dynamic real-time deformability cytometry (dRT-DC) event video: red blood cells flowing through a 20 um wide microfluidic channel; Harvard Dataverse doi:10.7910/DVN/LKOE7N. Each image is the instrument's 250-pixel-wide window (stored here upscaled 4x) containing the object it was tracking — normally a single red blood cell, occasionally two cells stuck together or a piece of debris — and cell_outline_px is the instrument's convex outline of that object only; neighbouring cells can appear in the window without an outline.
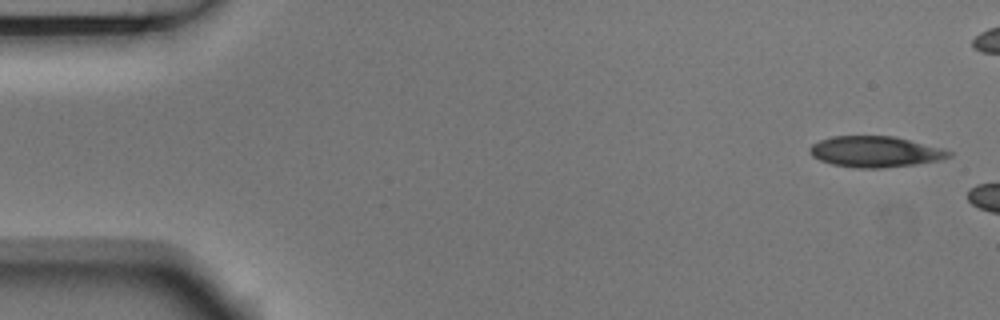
{"species": "Egyptian fruit bat (a non-hibernating species)", "species_latin": "Rousettus aegyptiacus", "temperature_condition": "room temperature", "stored_images_in_passage": 3, "camera_frame_rate_fps": 3000, "um_per_image_px": 0.085, "animal": {"sex": "male"}, "frame": {"image": 1, "passage_image": 1, "time_ms": 0.0, "image_size_px": [1000, 320], "cell_outline_px": [[952, 156], [940, 160], [916, 164], [880, 168], [856, 168], [832, 164], [820, 160], [812, 156], [808, 152], [808, 148], [812, 144], [820, 140], [832, 136], [896, 136], [944, 148], [952, 152]], "centroid_in_image_um": [74.41, 12.89], "position_along_channel_um": 10.6, "area_um2": 25.32}}